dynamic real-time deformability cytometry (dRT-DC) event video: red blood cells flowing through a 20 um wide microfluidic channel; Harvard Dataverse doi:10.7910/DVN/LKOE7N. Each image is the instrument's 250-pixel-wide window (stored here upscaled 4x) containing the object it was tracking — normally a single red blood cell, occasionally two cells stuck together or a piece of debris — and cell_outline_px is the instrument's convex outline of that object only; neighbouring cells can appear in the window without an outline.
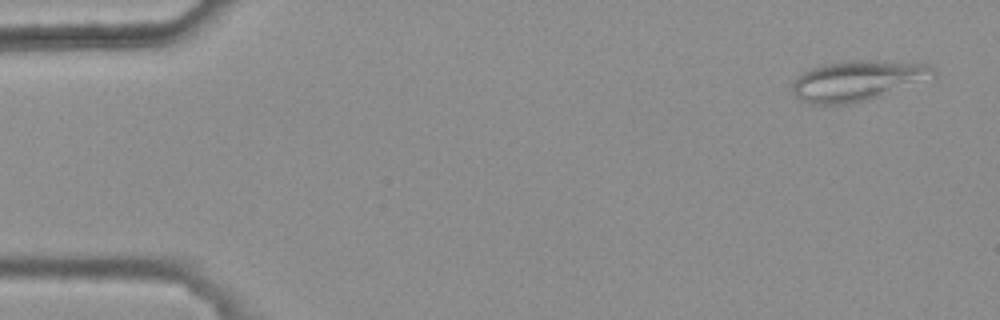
{"species": "common noctule bat (a hibernating species)", "species_latin": "Nyctalus noctula", "temperature_condition": "warm", "stored_images_in_passage": 4, "camera_frame_rate_fps": 3000, "um_per_image_px": 0.085, "animal": {"sex": "female", "body_mass_g": 25.1}, "frame": {"image": 1, "passage_image": 1, "time_ms": 0.0, "image_size_px": [1000, 320], "cell_outline_px": [[936, 72], [880, 96], [868, 100], [848, 104], [808, 104], [800, 100], [792, 92], [792, 84], [804, 72], [812, 68], [824, 64], [848, 60], [880, 60], [928, 64]], "centroid_in_image_um": [72.75, 6.85], "position_along_channel_um": 12.2, "area_um2": 32.14}}